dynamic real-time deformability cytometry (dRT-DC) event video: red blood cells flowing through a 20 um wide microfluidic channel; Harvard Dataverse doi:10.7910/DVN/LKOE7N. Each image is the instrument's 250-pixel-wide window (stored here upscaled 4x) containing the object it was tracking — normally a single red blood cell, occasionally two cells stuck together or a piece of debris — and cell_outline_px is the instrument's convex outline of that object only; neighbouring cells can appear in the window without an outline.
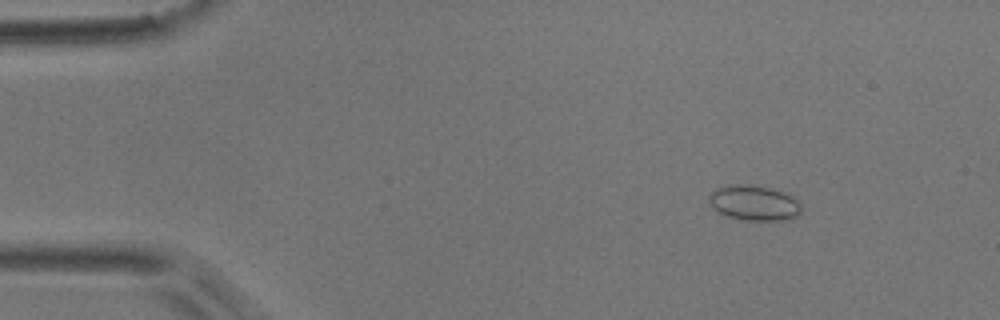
{"species": "common noctule bat (a hibernating species)", "species_latin": "Nyctalus noctula", "temperature_condition": "room temperature", "stored_images_in_passage": 12, "camera_frame_rate_fps": 3000, "um_per_image_px": 0.085, "animal": {"sex": "male", "body_mass_g": 17.9}, "frame": {"image": 1, "passage_image": 1, "time_ms": 0.0, "image_size_px": [1000, 320], "cell_outline_px": [[800, 212], [792, 220], [740, 220], [724, 216], [716, 212], [712, 208], [708, 200], [708, 196], [716, 188], [732, 184], [740, 184], [772, 188], [784, 192], [792, 196], [800, 204]], "centroid_in_image_um": [64.05, 17.26], "position_along_channel_um": 20.9, "area_um2": 19.19}}
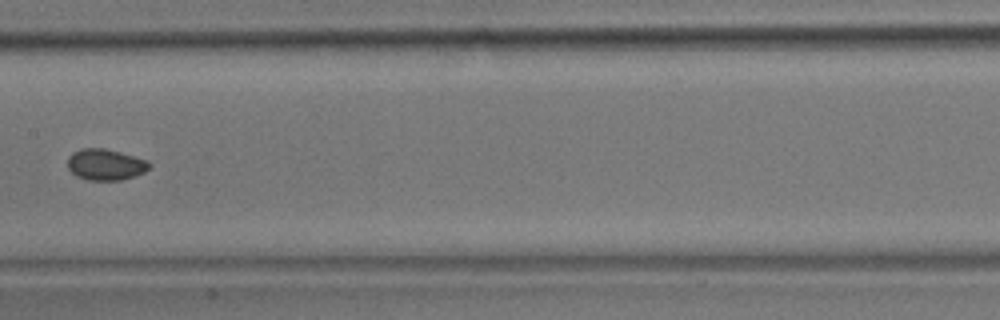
{"frame": {"image": 2, "passage_image": 6, "time_ms": 7.0, "image_size_px": [1000, 320], "cell_outline_px": [[152, 164], [144, 172], [120, 180], [88, 180], [76, 176], [68, 168], [68, 156], [72, 152], [80, 148], [104, 148], [120, 152], [148, 160]], "centroid_in_image_um": [8.95, 13.97], "position_along_channel_um": 198.5, "area_um2": 14.85}}
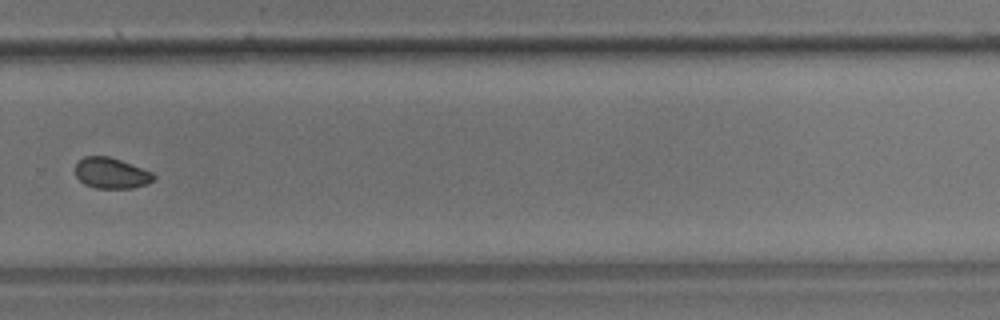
{"frame": {"image": 3, "passage_image": 9, "time_ms": 10.333, "image_size_px": [1000, 320], "cell_outline_px": [[156, 176], [148, 184], [132, 188], [96, 188], [84, 184], [76, 176], [76, 164], [84, 156], [108, 156], [120, 160], [152, 172]], "centroid_in_image_um": [9.46, 14.72], "position_along_channel_um": 320.3, "area_um2": 13.93}, "authors_computed_cell_mechanics": {"area_um2": 14.6523, "velocity_mm_per_s": 3.68, "shape_relaxation_time_tau1_ms": 1.2398, "shape_relaxation_time_tau2_ms": 0.2028, "deformation_change_tau1": 0.0286, "deformation_change_tau2": 0.0138}}